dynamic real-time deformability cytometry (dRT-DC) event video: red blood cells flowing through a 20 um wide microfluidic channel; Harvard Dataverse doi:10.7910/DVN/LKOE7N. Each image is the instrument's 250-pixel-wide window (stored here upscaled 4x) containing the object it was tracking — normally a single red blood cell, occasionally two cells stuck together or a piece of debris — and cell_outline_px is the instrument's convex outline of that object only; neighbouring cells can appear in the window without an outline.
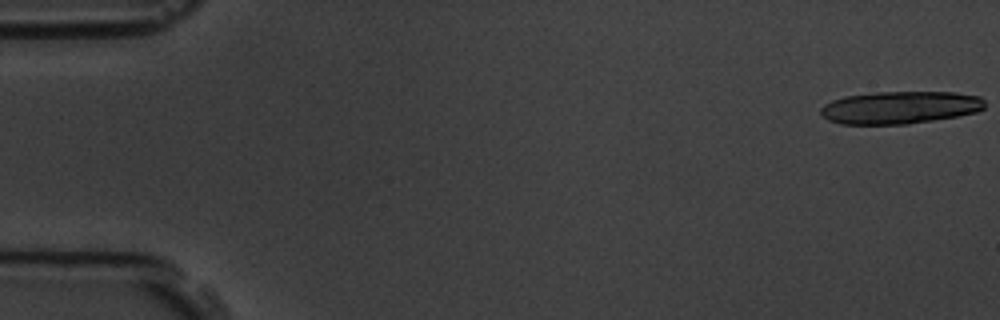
{"species": "common noctule bat (a hibernating species)", "species_latin": "Nyctalus noctula", "temperature_condition": "room temperature", "stored_images_in_passage": 12, "camera_frame_rate_fps": 3000, "um_per_image_px": 0.085, "animal": {"sex": "male", "body_mass_g": 19.5, "forearm_length_mm": 54.6}, "frame": {"image": 1, "passage_image": 1, "time_ms": 0.0, "image_size_px": [1000, 320], "cell_outline_px": [[984, 108], [976, 112], [956, 116], [908, 124], [840, 124], [828, 120], [820, 116], [820, 108], [824, 104], [832, 100], [844, 96], [872, 92], [956, 92], [980, 96], [984, 100]], "centroid_in_image_um": [76.45, 9.13], "position_along_channel_um": 8.5, "area_um2": 31.33}}
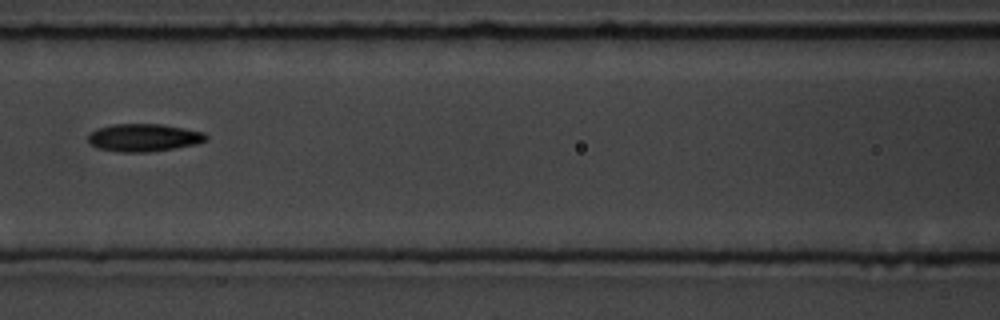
{"frame": {"image": 2, "passage_image": 8, "time_ms": 8.0, "image_size_px": [1000, 320], "cell_outline_px": [[208, 140], [196, 144], [148, 152], [120, 152], [96, 148], [88, 140], [88, 132], [112, 124], [160, 124], [184, 128], [204, 132], [208, 136]], "centroid_in_image_um": [12.22, 11.69], "position_along_channel_um": 154.4, "area_um2": 19.02}}
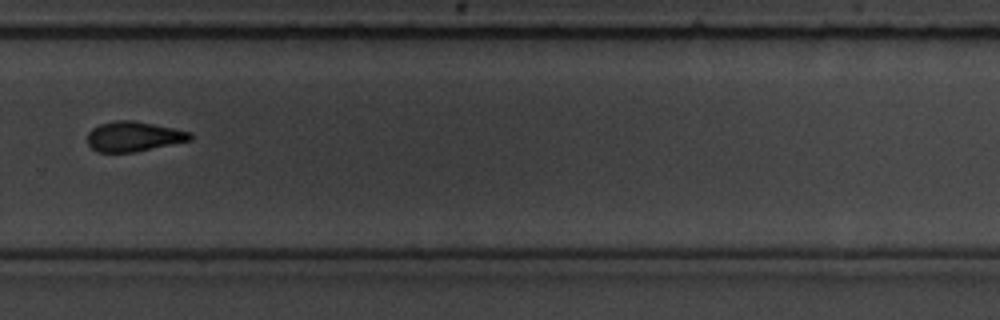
{"frame": {"image": 3, "passage_image": 12, "time_ms": 12.333, "image_size_px": [1000, 320], "cell_outline_px": [[192, 140], [136, 152], [100, 152], [92, 148], [88, 144], [88, 132], [92, 128], [100, 124], [116, 120], [132, 120], [192, 132]], "centroid_in_image_um": [11.37, 11.6], "position_along_channel_um": 318.4, "area_um2": 17.86}}